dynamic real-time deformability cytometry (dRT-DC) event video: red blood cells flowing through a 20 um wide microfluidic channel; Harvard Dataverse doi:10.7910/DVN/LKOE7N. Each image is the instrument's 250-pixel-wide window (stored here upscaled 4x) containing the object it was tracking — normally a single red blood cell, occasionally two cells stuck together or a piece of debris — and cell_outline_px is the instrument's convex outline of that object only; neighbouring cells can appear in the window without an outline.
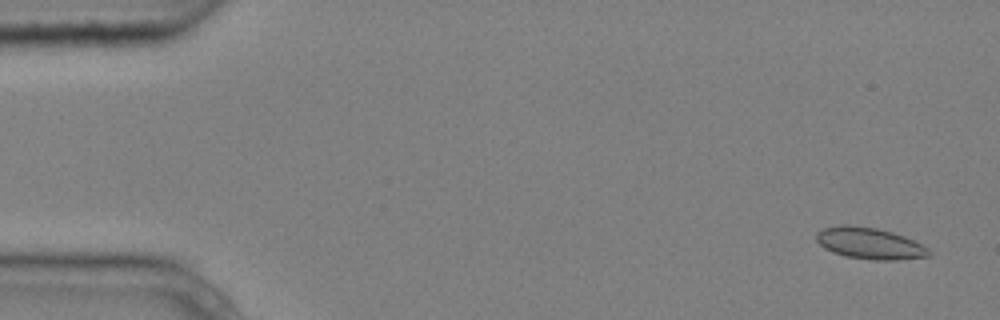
{"species": "common noctule bat (a hibernating species)", "species_latin": "Nyctalus noctula", "temperature_condition": "cold", "stored_images_in_passage": 5, "camera_frame_rate_fps": 3000, "um_per_image_px": 0.085, "animal": {"sex": "male", "body_mass_g": 20.4}, "frame": {"image": 1, "passage_image": 1, "time_ms": 0.0, "image_size_px": [1000, 320], "cell_outline_px": [[932, 252], [928, 256], [896, 260], [872, 260], [844, 256], [832, 252], [824, 248], [816, 240], [816, 232], [824, 228], [840, 224], [848, 224], [876, 228], [892, 232], [904, 236], [928, 248]], "centroid_in_image_um": [73.88, 20.68], "position_along_channel_um": 11.1, "area_um2": 20.69}}